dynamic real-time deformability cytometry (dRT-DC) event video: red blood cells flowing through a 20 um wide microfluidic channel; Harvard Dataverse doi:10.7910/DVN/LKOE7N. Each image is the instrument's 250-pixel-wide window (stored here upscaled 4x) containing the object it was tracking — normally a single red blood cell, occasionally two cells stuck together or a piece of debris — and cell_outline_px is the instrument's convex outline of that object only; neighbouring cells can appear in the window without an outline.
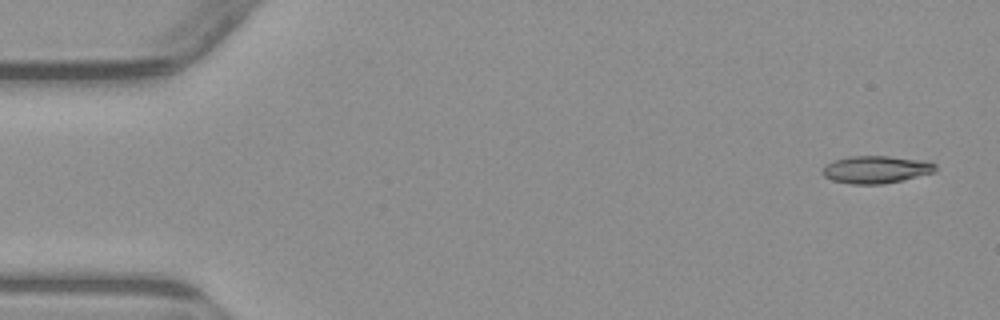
{"species": "common noctule bat (a hibernating species)", "species_latin": "Nyctalus noctula", "temperature_condition": "warm", "stored_images_in_passage": 6, "camera_frame_rate_fps": 3000, "um_per_image_px": 0.085, "animal": {"sex": "male", "body_mass_g": 23.1, "forearm_length_mm": 52.7}, "frame": {"image": 1, "passage_image": 1, "time_ms": 0.0, "image_size_px": [1000, 320], "cell_outline_px": [[936, 172], [884, 184], [852, 184], [832, 180], [824, 176], [820, 172], [824, 164], [848, 156], [888, 156], [928, 160], [936, 164]], "centroid_in_image_um": [74.47, 14.4], "position_along_channel_um": 10.5, "area_um2": 18.32}}
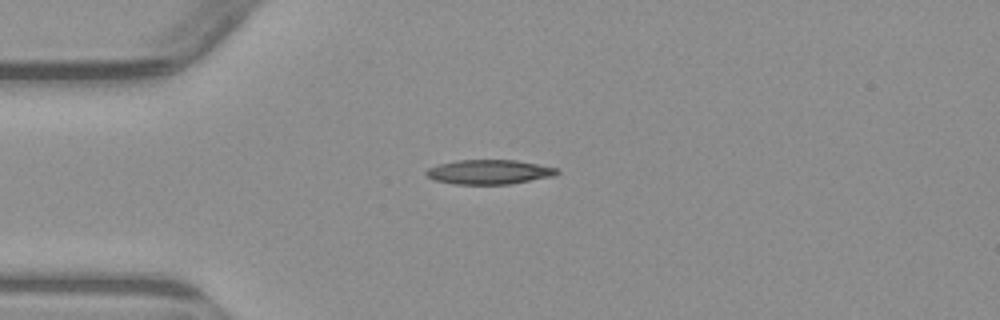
{"frame": {"image": 2, "passage_image": 4, "time_ms": 3.667, "image_size_px": [1000, 320], "cell_outline_px": [[560, 172], [552, 176], [508, 184], [452, 184], [432, 180], [424, 172], [428, 168], [440, 164], [456, 160], [516, 160], [560, 168]], "centroid_in_image_um": [41.56, 14.61], "position_along_channel_um": 43.4, "area_um2": 18.67}}
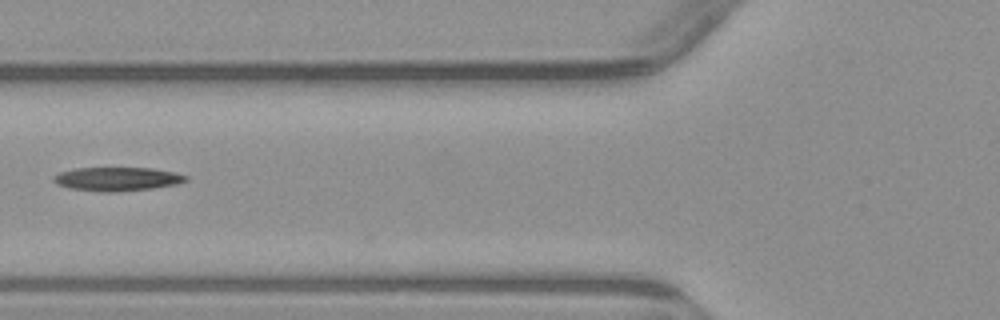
{"frame": {"image": 3, "passage_image": 6, "time_ms": 6.0, "image_size_px": [1000, 320], "cell_outline_px": [[188, 180], [176, 184], [152, 188], [112, 192], [100, 192], [68, 188], [56, 184], [52, 180], [52, 176], [60, 172], [76, 168], [152, 168], [176, 172], [188, 176]], "centroid_in_image_um": [9.93, 15.21], "position_along_channel_um": 115.9, "area_um2": 18.38}}